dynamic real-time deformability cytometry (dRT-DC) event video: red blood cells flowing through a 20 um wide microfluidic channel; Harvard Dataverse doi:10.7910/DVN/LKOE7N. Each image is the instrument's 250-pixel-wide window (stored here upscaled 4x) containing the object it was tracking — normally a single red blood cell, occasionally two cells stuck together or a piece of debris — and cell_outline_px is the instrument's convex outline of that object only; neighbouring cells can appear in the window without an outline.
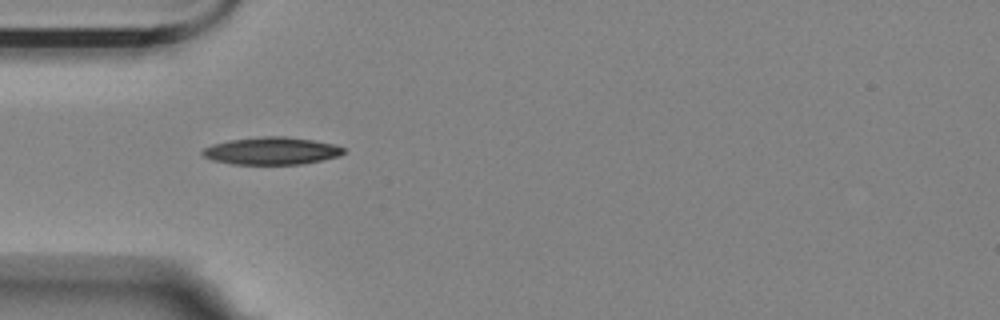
{"species": "Egyptian fruit bat (a non-hibernating species)", "species_latin": "Rousettus aegyptiacus", "temperature_condition": "room temperature", "stored_images_in_passage": 40, "camera_frame_rate_fps": 3000, "um_per_image_px": 0.085, "animal": {"sex": "female"}, "frame": {"image": 1, "passage_image": 1, "time_ms": 0.0, "image_size_px": [1000, 320], "cell_outline_px": [[344, 152], [340, 156], [300, 164], [236, 164], [216, 160], [204, 156], [200, 152], [204, 148], [212, 144], [228, 140], [264, 136], [284, 136], [312, 140], [336, 144], [344, 148]], "centroid_in_image_um": [23.1, 12.81], "position_along_channel_um": 61.9, "area_um2": 22.37}}
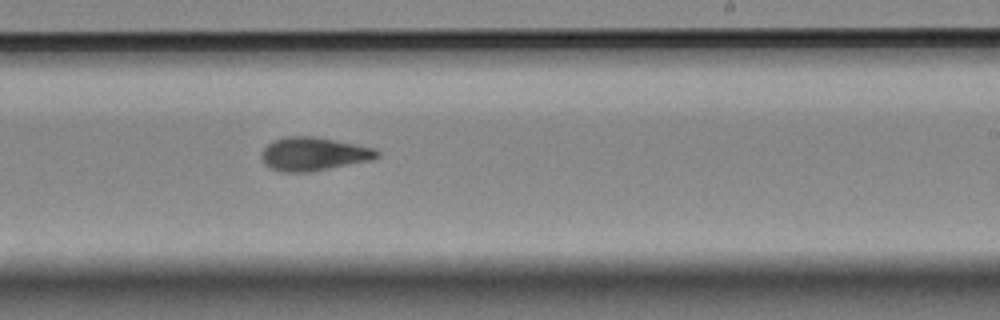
{"frame": {"image": 2, "passage_image": 18, "time_ms": 5.667, "image_size_px": [1000, 320], "cell_outline_px": [[380, 156], [368, 160], [312, 172], [280, 172], [268, 168], [264, 164], [260, 156], [264, 148], [272, 140], [288, 136], [312, 136], [372, 148], [380, 152]], "centroid_in_image_um": [26.56, 13.1], "position_along_channel_um": 262.4, "area_um2": 22.31}}
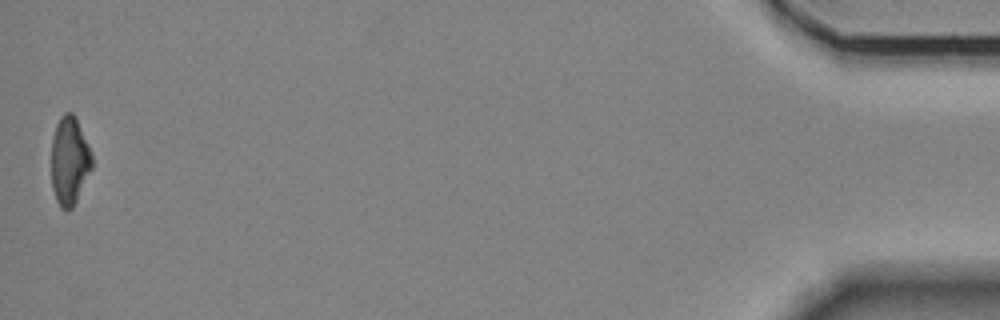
{"frame": {"image": 3, "passage_image": 40, "time_ms": 13.0, "image_size_px": [1000, 320], "cell_outline_px": [[92, 168], [72, 208], [60, 208], [56, 200], [52, 188], [52, 136], [56, 124], [60, 116], [64, 112], [72, 112], [76, 116], [88, 144], [92, 156]], "centroid_in_image_um": [5.9, 13.61], "position_along_channel_um": 429.3, "area_um2": 20.81}, "authors_computed_cell_mechanics": {"area_um2": 21.675, "velocity_mm_per_s": 3.544, "shape_relaxation_time_tau1_ms": 5.4408, "shape_relaxation_time_tau2_ms": 3.3091, "deformation_change_tau1": 0.18, "deformation_change_tau2": 0.1028}}